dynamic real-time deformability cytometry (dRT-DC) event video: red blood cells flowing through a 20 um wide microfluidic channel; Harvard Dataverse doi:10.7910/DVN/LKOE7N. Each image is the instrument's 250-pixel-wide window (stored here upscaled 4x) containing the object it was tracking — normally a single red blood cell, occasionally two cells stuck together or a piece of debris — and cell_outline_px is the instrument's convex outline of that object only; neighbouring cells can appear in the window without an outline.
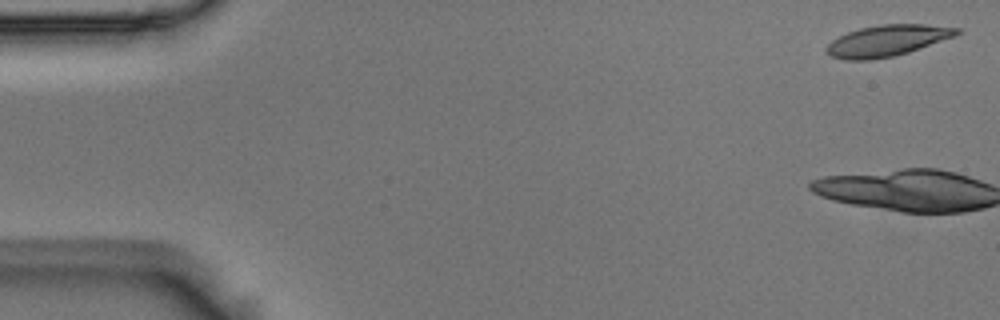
{"species": "Egyptian fruit bat (a non-hibernating species)", "species_latin": "Rousettus aegyptiacus", "temperature_condition": "room temperature", "stored_images_in_passage": 15, "camera_frame_rate_fps": 3000, "um_per_image_px": 0.085, "animal": {"sex": "male"}, "frame": {"image": 1, "passage_image": 1, "time_ms": 0.0, "image_size_px": [1000, 320], "cell_outline_px": [[960, 32], [952, 36], [908, 52], [892, 56], [872, 60], [844, 60], [832, 56], [824, 52], [824, 48], [832, 40], [848, 32], [860, 28], [880, 24], [924, 24], [960, 28]], "centroid_in_image_um": [75.33, 3.46], "position_along_channel_um": 9.7, "area_um2": 23.41}}